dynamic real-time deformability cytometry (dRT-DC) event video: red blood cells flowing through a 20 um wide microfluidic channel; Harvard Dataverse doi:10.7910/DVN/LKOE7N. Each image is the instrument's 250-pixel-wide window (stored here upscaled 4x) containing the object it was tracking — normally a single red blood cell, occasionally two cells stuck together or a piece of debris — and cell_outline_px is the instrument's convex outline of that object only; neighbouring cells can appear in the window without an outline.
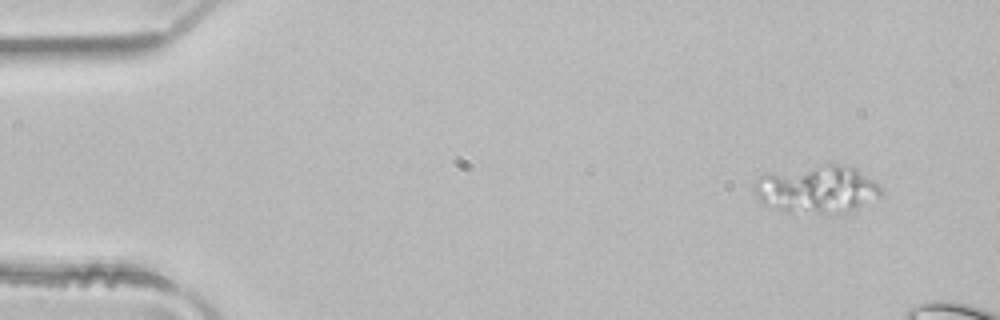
{"species": "common noctule bat (a hibernating species)", "species_latin": "Nyctalus noctula", "temperature_condition": "room temperature", "stored_images_in_passage": 3, "camera_frame_rate_fps": 3000, "um_per_image_px": 0.085, "animal": {"sex": "male", "body_mass_g": 21.5, "forearm_length_mm": 52.0}, "frame": {"image": 1, "passage_image": 1, "time_ms": 0.0, "image_size_px": [1000, 320], "cell_outline_px": [[880, 196], [852, 212], [840, 216], [780, 212], [760, 204], [756, 200], [752, 188], [752, 184], [760, 176], [832, 160], [856, 168], [876, 180], [880, 188]], "centroid_in_image_um": [69.43, 16.12], "position_along_channel_um": 15.6, "area_um2": 37.4}}